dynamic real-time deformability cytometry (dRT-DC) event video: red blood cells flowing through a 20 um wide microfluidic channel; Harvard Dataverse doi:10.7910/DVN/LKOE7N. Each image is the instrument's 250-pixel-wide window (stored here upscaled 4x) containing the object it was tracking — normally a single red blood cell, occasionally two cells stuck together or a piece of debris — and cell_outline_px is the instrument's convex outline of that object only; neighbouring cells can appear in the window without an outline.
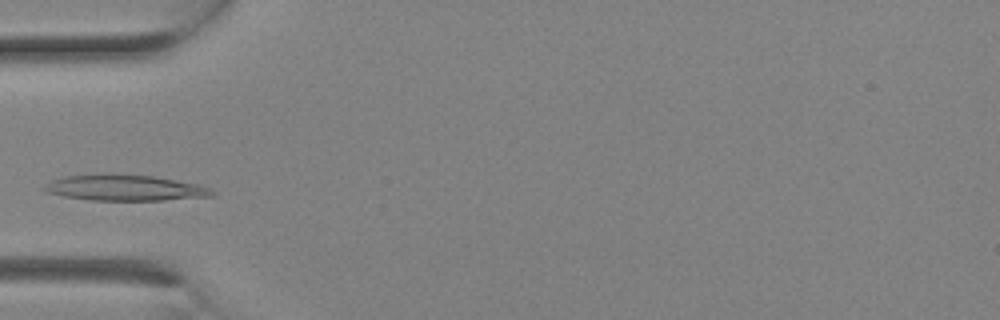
{"species": "Egyptian fruit bat (a non-hibernating species)", "species_latin": "Rousettus aegyptiacus", "temperature_condition": "room temperature", "stored_images_in_passage": 7, "camera_frame_rate_fps": 3000, "um_per_image_px": 0.085, "animal": {"sex": "female"}, "frame": {"image": 1, "passage_image": 6, "time_ms": 1.667, "image_size_px": [1000, 320], "cell_outline_px": [[216, 196], [164, 200], [92, 200], [64, 196], [48, 192], [44, 188], [44, 184], [52, 180], [64, 176], [100, 172], [108, 172], [152, 176], [196, 184], [208, 188], [216, 192]], "centroid_in_image_um": [10.59, 15.94], "position_along_channel_um": 74.4, "area_um2": 25.61}}